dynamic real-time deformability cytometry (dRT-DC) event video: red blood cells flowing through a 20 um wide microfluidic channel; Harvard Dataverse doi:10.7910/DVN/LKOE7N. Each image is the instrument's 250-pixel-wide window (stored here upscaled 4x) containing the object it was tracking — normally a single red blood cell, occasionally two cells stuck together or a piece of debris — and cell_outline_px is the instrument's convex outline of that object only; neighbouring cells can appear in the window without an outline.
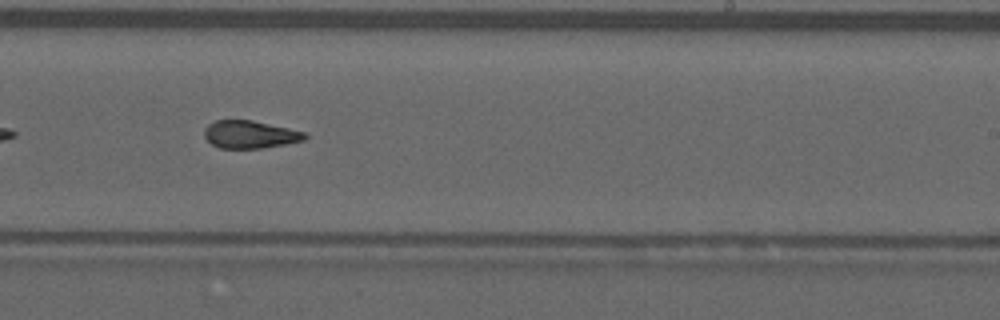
{"species": "common noctule bat (a hibernating species)", "species_latin": "Nyctalus noctula", "temperature_condition": "warm", "stored_images_in_passage": 38, "camera_frame_rate_fps": 3000, "um_per_image_px": 0.085, "animal": {"sex": "male", "forearm_length_mm": 52.5}, "frame": {"image": 1, "passage_image": 17, "time_ms": 5.333, "image_size_px": [1000, 320], "cell_outline_px": [[308, 136], [304, 140], [264, 148], [220, 148], [212, 144], [204, 136], [204, 128], [208, 124], [216, 120], [252, 120], [288, 128], [304, 132]], "centroid_in_image_um": [21.23, 11.43], "position_along_channel_um": 267.8, "area_um2": 16.13}}